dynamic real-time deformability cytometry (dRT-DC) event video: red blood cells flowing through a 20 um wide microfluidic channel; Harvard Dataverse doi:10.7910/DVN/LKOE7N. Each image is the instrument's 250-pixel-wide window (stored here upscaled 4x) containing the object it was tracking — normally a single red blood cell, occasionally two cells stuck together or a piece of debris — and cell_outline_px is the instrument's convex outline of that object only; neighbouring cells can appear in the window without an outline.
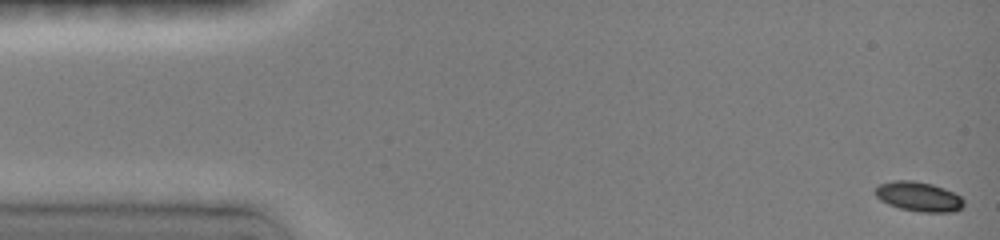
{"species": "common noctule bat (a hibernating species)", "species_latin": "Nyctalus noctula", "temperature_condition": "room temperature", "stored_images_in_passage": 13, "camera_frame_rate_fps": 3000, "um_per_image_px": 0.085, "animal": {"sex": "female", "body_mass_g": 19.0, "forearm_length_mm": 51.5}, "frame": {"image": 1, "passage_image": 1, "time_ms": 0.0, "image_size_px": [1000, 240], "cell_outline_px": [[964, 204], [960, 208], [952, 212], [920, 212], [900, 208], [888, 204], [880, 200], [876, 196], [876, 188], [880, 184], [892, 180], [912, 180], [932, 184], [944, 188], [960, 196], [964, 200]], "centroid_in_image_um": [78.08, 16.71], "position_along_channel_um": 6.9, "area_um2": 15.2}}
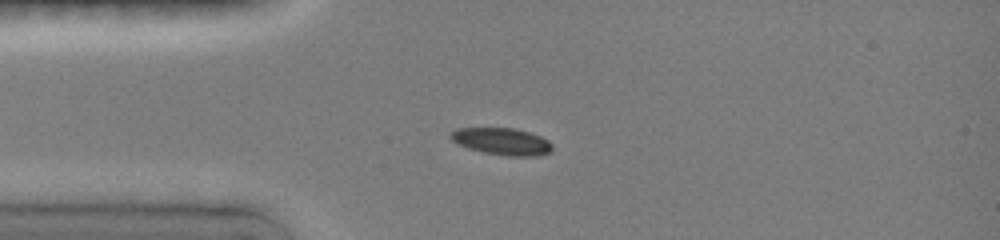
{"frame": {"image": 2, "passage_image": 8, "time_ms": 3.667, "image_size_px": [1000, 240], "cell_outline_px": [[552, 152], [536, 156], [508, 156], [484, 152], [468, 148], [456, 144], [448, 136], [448, 132], [456, 128], [512, 128], [528, 132], [540, 136], [548, 140], [552, 144]], "centroid_in_image_um": [42.63, 12.02], "position_along_channel_um": 42.4, "area_um2": 16.13}}
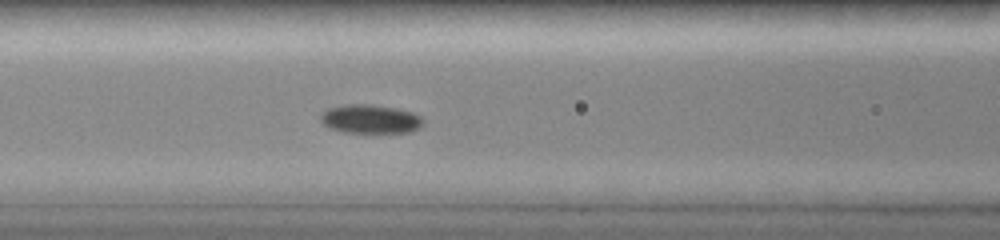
{"frame": {"image": 3, "passage_image": 13, "time_ms": 6.333, "image_size_px": [1000, 240], "cell_outline_px": [[424, 124], [420, 128], [408, 132], [344, 132], [328, 128], [320, 120], [320, 112], [328, 108], [348, 104], [368, 104], [396, 108], [412, 112], [420, 116], [424, 120]], "centroid_in_image_um": [31.46, 10.11], "position_along_channel_um": 135.1, "area_um2": 17.28}}